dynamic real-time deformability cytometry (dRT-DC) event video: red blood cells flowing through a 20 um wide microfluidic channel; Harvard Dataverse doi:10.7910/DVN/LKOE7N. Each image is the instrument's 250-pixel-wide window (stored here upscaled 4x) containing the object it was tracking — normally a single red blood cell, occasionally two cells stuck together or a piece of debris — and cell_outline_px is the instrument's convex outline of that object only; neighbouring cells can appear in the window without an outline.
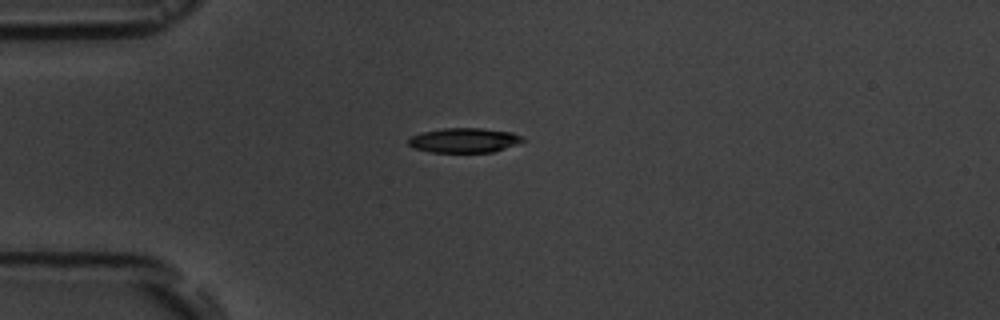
{"species": "common noctule bat (a hibernating species)", "species_latin": "Nyctalus noctula", "temperature_condition": "room temperature", "stored_images_in_passage": 7, "camera_frame_rate_fps": 3000, "um_per_image_px": 0.085, "animal": {"sex": "male", "body_mass_g": 19.5, "forearm_length_mm": 54.6}, "frame": {"image": 1, "passage_image": 1, "time_ms": 0.0, "image_size_px": [1000, 320], "cell_outline_px": [[528, 140], [492, 152], [432, 152], [412, 148], [408, 144], [408, 140], [412, 136], [424, 132], [444, 128], [480, 128], [512, 132]], "centroid_in_image_um": [39.46, 11.92], "position_along_channel_um": 45.5, "area_um2": 16.3}}
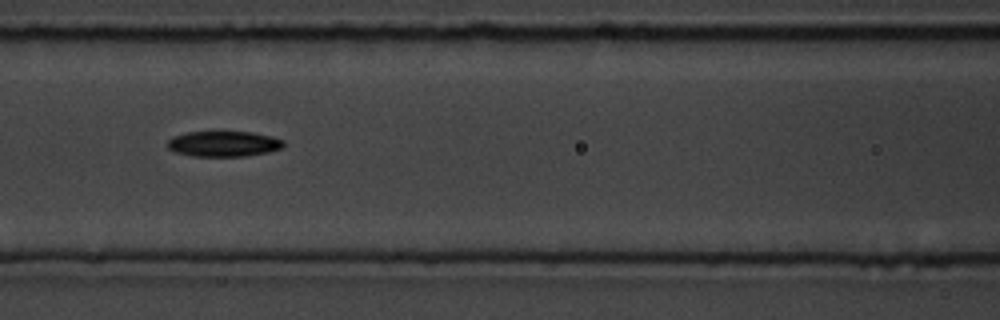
{"frame": {"image": 2, "passage_image": 4, "time_ms": 3.333, "image_size_px": [1000, 320], "cell_outline_px": [[284, 144], [280, 148], [268, 152], [244, 156], [192, 156], [176, 152], [168, 148], [168, 140], [172, 136], [188, 132], [252, 132], [284, 140]], "centroid_in_image_um": [18.98, 12.22], "position_along_channel_um": 147.6, "area_um2": 17.05}}
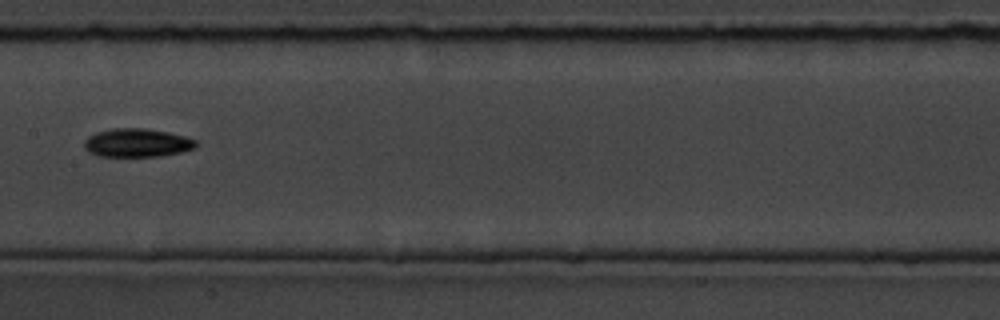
{"frame": {"image": 3, "passage_image": 5, "time_ms": 4.667, "image_size_px": [1000, 320], "cell_outline_px": [[196, 148], [180, 152], [160, 156], [100, 156], [88, 152], [84, 148], [84, 140], [88, 136], [96, 132], [112, 128], [144, 128], [168, 132], [184, 136], [196, 140]], "centroid_in_image_um": [11.62, 12.13], "position_along_channel_um": 195.8, "area_um2": 18.55}}